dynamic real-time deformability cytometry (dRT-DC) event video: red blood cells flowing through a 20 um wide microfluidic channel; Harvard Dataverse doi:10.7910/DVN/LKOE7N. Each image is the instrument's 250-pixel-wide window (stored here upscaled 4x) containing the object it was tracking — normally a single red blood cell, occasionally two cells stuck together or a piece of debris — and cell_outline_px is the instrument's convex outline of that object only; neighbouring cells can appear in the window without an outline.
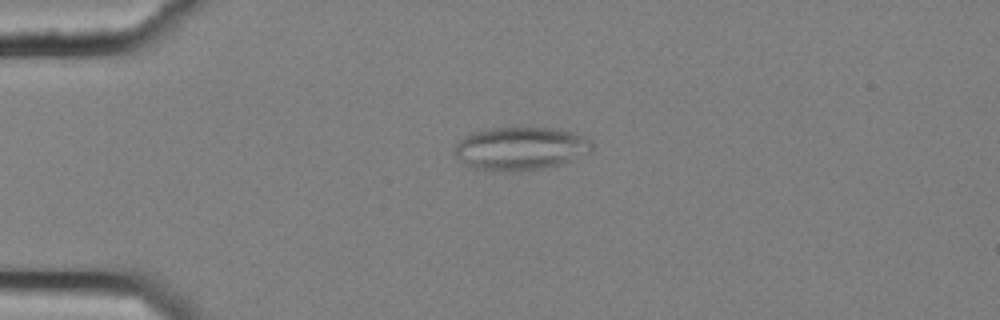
{"species": "common noctule bat (a hibernating species)", "species_latin": "Nyctalus noctula", "temperature_condition": "cold", "stored_images_in_passage": 56, "camera_frame_rate_fps": 3000, "um_per_image_px": 0.085, "animal": {"sex": "female", "body_mass_g": 25.1}, "frame": {"image": 1, "passage_image": 14, "time_ms": 4.333, "image_size_px": [1000, 320], "cell_outline_px": [[592, 148], [588, 152], [560, 164], [540, 168], [468, 168], [456, 156], [456, 144], [460, 140], [472, 132], [492, 128], [556, 128], [588, 136], [592, 140]], "centroid_in_image_um": [44.27, 12.56], "position_along_channel_um": 40.7, "area_um2": 33.35}}
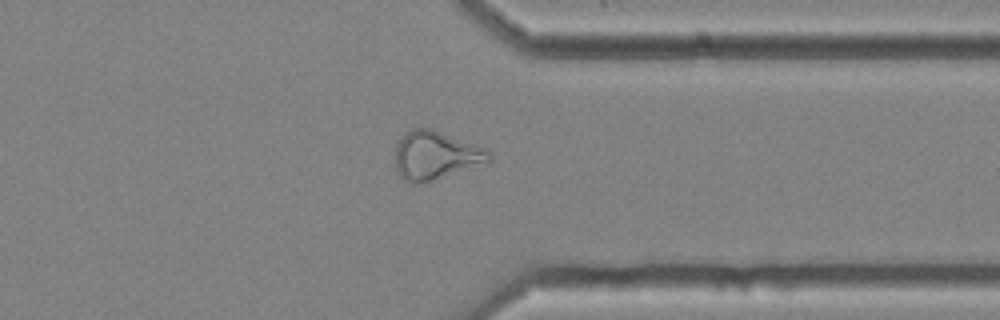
{"frame": {"image": 2, "passage_image": 44, "time_ms": 14.333, "image_size_px": [1000, 320], "cell_outline_px": [[492, 160], [420, 184], [412, 184], [404, 180], [396, 172], [396, 144], [400, 136], [412, 128], [432, 128], [476, 144], [492, 152]], "centroid_in_image_um": [36.99, 13.18], "position_along_channel_um": 374.4, "area_um2": 26.47}}
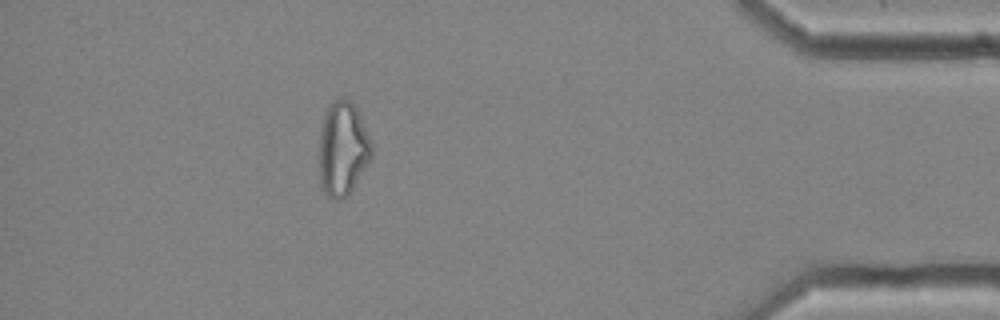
{"frame": {"image": 3, "passage_image": 50, "time_ms": 16.333, "image_size_px": [1000, 320], "cell_outline_px": [[372, 156], [352, 188], [344, 200], [336, 200], [328, 196], [324, 192], [320, 184], [320, 132], [324, 112], [332, 100], [348, 100], [356, 108], [360, 116], [372, 144]], "centroid_in_image_um": [29.12, 12.66], "position_along_channel_um": 406.1, "area_um2": 28.38}, "authors_computed_cell_mechanics": {"area_um2": 28.0041, "velocity_mm_per_s": 3.6707, "shape_relaxation_time_tau1_ms": null, "shape_relaxation_time_tau2_ms": 4.0136, "deformation_change_tau1": null, "deformation_change_tau2": 0.1402}}